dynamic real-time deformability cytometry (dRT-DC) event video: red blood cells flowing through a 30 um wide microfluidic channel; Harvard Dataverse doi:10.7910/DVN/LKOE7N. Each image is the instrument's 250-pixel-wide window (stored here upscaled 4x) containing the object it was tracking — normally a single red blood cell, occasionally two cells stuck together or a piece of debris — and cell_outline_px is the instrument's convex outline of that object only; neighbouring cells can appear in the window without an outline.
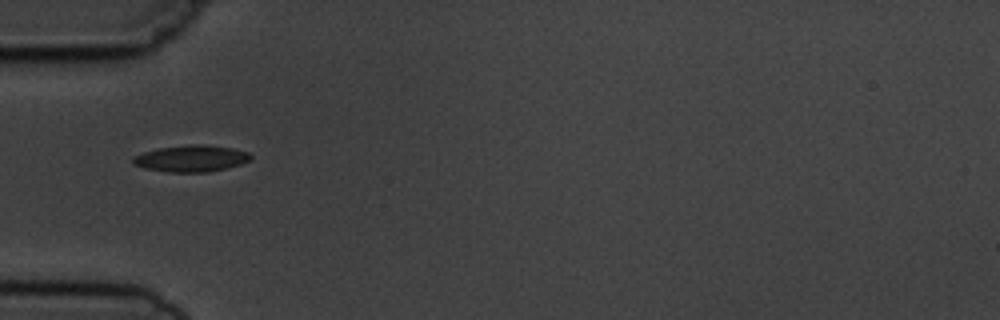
{"species": "common noctule bat (a hibernating species)", "species_latin": "Nyctalus noctula", "temperature_condition": "cold", "stored_images_in_passage": 4, "camera_frame_rate_fps": 3000, "um_per_image_px": 0.085, "animal": {"sex": "male", "body_mass_g": 19.5, "forearm_length_mm": 54.6}, "frame": {"image": 1, "passage_image": 1, "time_ms": 0.0, "image_size_px": [1000, 320], "cell_outline_px": [[252, 160], [240, 164], [208, 172], [168, 172], [144, 168], [132, 164], [132, 156], [144, 152], [160, 148], [188, 144], [200, 144], [232, 148], [248, 152], [252, 156]], "centroid_in_image_um": [16.23, 13.47], "position_along_channel_um": 68.8, "area_um2": 18.21}}
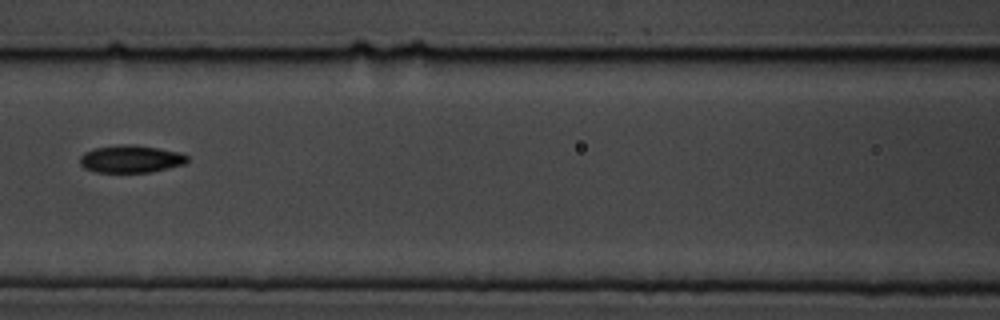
{"frame": {"image": 2, "passage_image": 3, "time_ms": 2.333, "image_size_px": [1000, 320], "cell_outline_px": [[188, 160], [184, 164], [168, 168], [148, 172], [96, 172], [84, 168], [80, 164], [80, 156], [84, 152], [96, 148], [120, 144], [136, 144], [180, 152], [188, 156]], "centroid_in_image_um": [11.11, 13.5], "position_along_channel_um": 155.5, "area_um2": 17.22}}
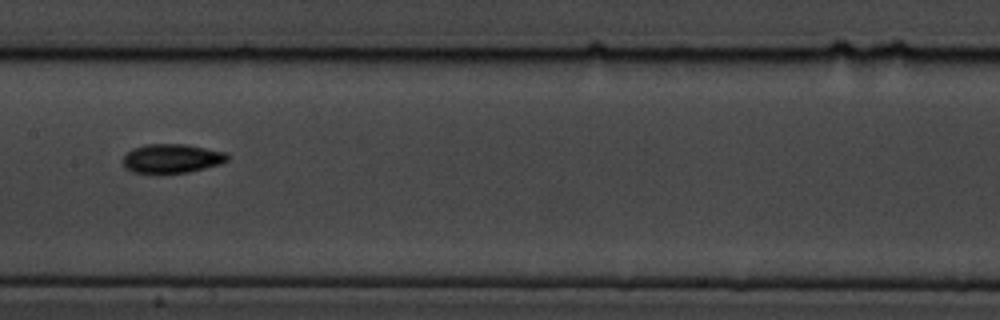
{"frame": {"image": 3, "passage_image": 4, "time_ms": 3.333, "image_size_px": [1000, 320], "cell_outline_px": [[228, 160], [220, 164], [188, 172], [132, 172], [124, 168], [124, 156], [132, 148], [148, 144], [184, 144], [224, 152], [228, 156]], "centroid_in_image_um": [14.59, 13.46], "position_along_channel_um": 192.8, "area_um2": 17.28}}